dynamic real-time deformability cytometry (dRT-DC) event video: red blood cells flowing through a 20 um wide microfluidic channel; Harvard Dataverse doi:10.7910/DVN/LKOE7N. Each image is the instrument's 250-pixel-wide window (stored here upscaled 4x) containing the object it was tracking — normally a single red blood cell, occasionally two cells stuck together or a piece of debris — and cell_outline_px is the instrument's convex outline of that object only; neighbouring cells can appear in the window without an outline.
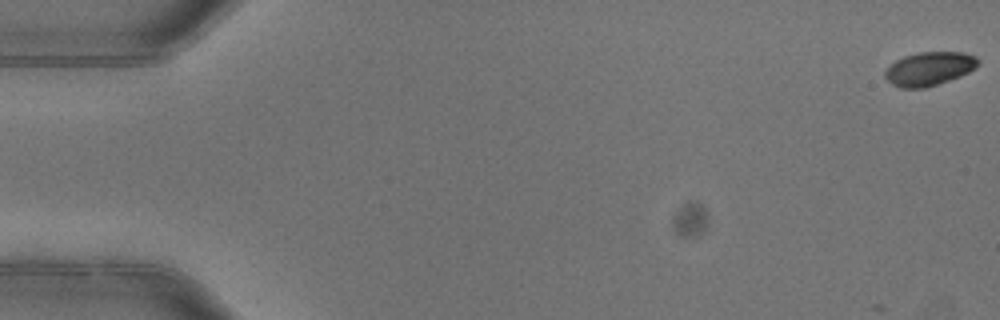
{"species": "common noctule bat (a hibernating species)", "species_latin": "Nyctalus noctula", "temperature_condition": "warm", "stored_images_in_passage": 6, "camera_frame_rate_fps": 3000, "um_per_image_px": 0.085, "animal": {"sex": "female"}, "frame": {"image": 1, "passage_image": 1, "time_ms": 0.0, "image_size_px": [1000, 320], "cell_outline_px": [[980, 64], [976, 68], [960, 76], [924, 88], [900, 88], [892, 84], [884, 76], [884, 72], [896, 60], [904, 56], [920, 52], [964, 52], [976, 56], [980, 60]], "centroid_in_image_um": [79.02, 5.83], "position_along_channel_um": 6.0, "area_um2": 18.21}}